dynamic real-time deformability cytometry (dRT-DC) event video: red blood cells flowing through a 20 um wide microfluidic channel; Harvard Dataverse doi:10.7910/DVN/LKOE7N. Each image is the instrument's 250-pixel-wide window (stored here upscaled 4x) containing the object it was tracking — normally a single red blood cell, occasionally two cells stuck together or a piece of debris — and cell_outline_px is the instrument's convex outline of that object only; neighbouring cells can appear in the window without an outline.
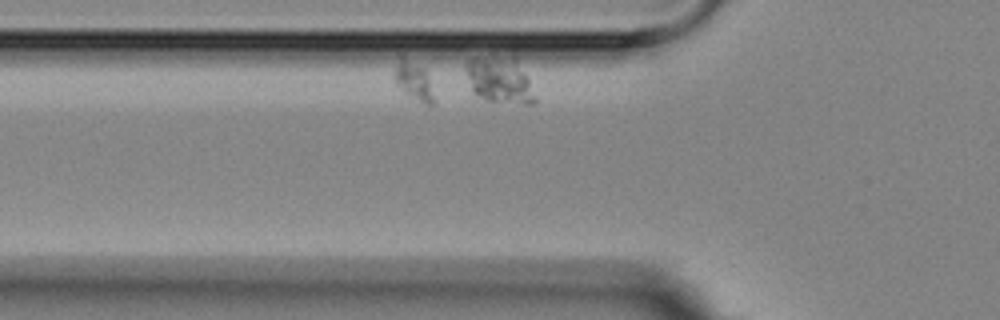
{"species": "Egyptian fruit bat (a non-hibernating species)", "species_latin": "Rousettus aegyptiacus", "temperature_condition": "room temperature", "stored_images_in_passage": 10, "camera_frame_rate_fps": 3000, "um_per_image_px": 0.085, "animal": {"sex": "female"}, "frame": {"image": 1, "passage_image": 2, "time_ms": 1.0, "image_size_px": [1000, 320], "cell_outline_px": [[536, 104], [524, 104], [484, 100], [472, 92], [468, 76], [468, 60], [492, 52], [516, 52], [528, 76], [536, 96]], "centroid_in_image_um": [42.56, 6.69], "position_along_channel_um": 83.2, "area_um2": 20.0}}
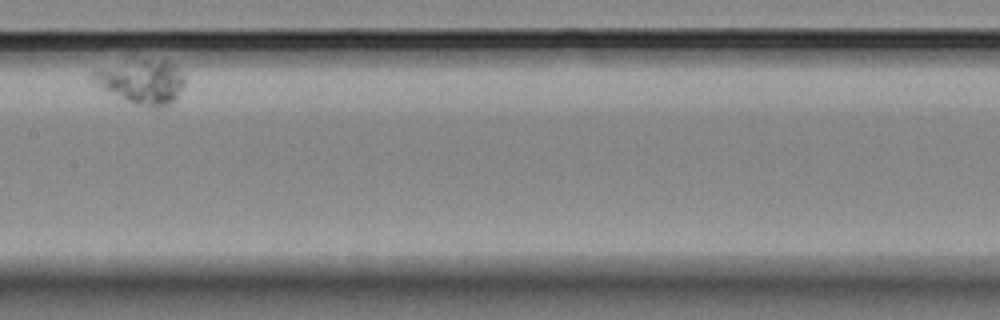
{"frame": {"image": 2, "passage_image": 6, "time_ms": 5.667, "image_size_px": [1000, 320], "cell_outline_px": [[184, 84], [172, 104], [164, 108], [152, 108], [132, 104], [124, 100], [88, 80], [88, 76], [92, 72], [100, 68], [144, 60], [164, 60], [176, 64], [184, 76]], "centroid_in_image_um": [12.06, 6.99], "position_along_channel_um": 195.3, "area_um2": 23.64}}
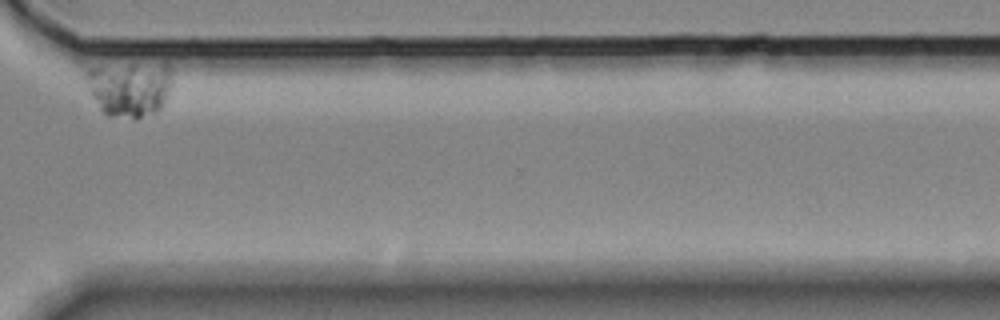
{"frame": {"image": 3, "passage_image": 10, "time_ms": 12.0, "image_size_px": [1000, 320], "cell_outline_px": [[172, 84], [160, 108], [156, 112], [136, 120], [132, 120], [108, 116], [100, 108], [92, 96], [88, 76], [88, 72], [92, 68], [164, 60], [168, 68]], "centroid_in_image_um": [11.09, 7.54], "position_along_channel_um": 359.5, "area_um2": 27.69}}